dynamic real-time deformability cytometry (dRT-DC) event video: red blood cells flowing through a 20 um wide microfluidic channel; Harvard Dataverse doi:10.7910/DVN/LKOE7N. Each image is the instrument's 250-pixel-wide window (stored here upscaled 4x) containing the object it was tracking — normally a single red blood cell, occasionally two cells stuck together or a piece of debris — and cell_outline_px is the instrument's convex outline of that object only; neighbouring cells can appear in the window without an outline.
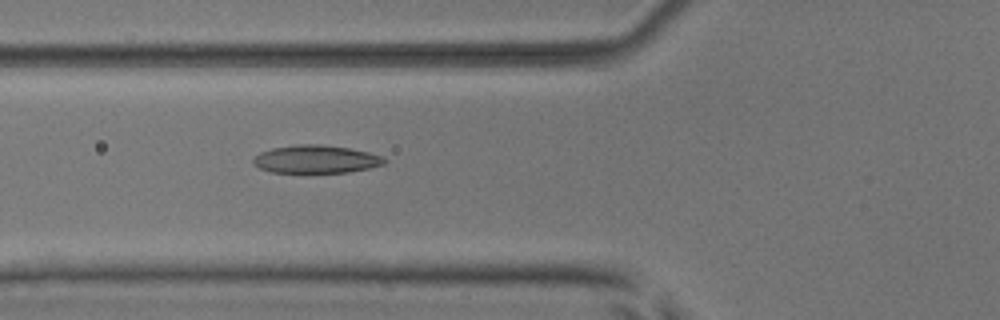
{"species": "common noctule bat (a hibernating species)", "species_latin": "Nyctalus noctula", "temperature_condition": "room temperature", "stored_images_in_passage": 3, "camera_frame_rate_fps": 3000, "um_per_image_px": 0.085, "animal": {"sex": "male", "body_mass_g": 17.9, "forearm_length_mm": 54.2}, "frame": {"image": 1, "passage_image": 3, "time_ms": 2.333, "image_size_px": [1000, 320], "cell_outline_px": [[388, 160], [384, 164], [368, 168], [348, 172], [272, 172], [260, 168], [252, 164], [252, 160], [260, 152], [272, 148], [296, 144], [320, 144], [348, 148], [368, 152], [380, 156]], "centroid_in_image_um": [26.83, 13.52], "position_along_channel_um": 99.0, "area_um2": 21.21}}